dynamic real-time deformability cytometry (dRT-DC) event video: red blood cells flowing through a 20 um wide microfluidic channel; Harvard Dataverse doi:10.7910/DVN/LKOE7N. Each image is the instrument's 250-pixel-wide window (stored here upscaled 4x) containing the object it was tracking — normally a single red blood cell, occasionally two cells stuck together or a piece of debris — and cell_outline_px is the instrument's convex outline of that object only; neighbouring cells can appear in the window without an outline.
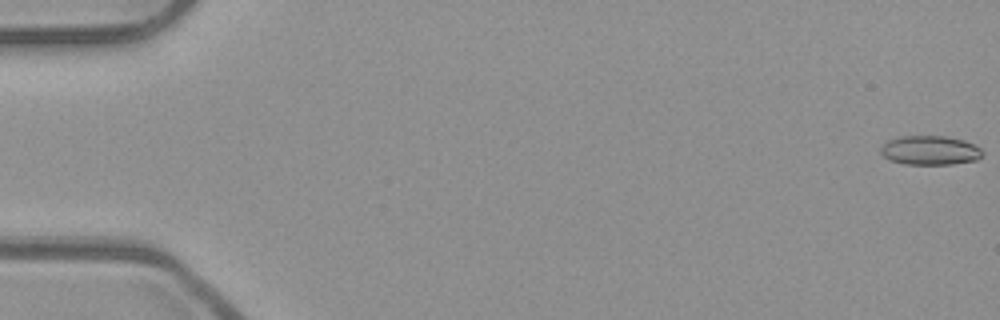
{"species": "common noctule bat (a hibernating species)", "species_latin": "Nyctalus noctula", "temperature_condition": "room temperature", "stored_images_in_passage": 53, "camera_frame_rate_fps": 3000, "um_per_image_px": 0.085, "animal": {"sex": "male", "body_mass_g": 23.1, "forearm_length_mm": 52.7}, "frame": {"image": 1, "passage_image": 1, "time_ms": 0.0, "image_size_px": [1000, 320], "cell_outline_px": [[984, 152], [976, 160], [952, 164], [904, 164], [888, 160], [880, 152], [880, 148], [888, 140], [900, 136], [948, 136], [964, 140], [980, 148]], "centroid_in_image_um": [79.03, 12.77], "position_along_channel_um": 6.0, "area_um2": 17.34}}
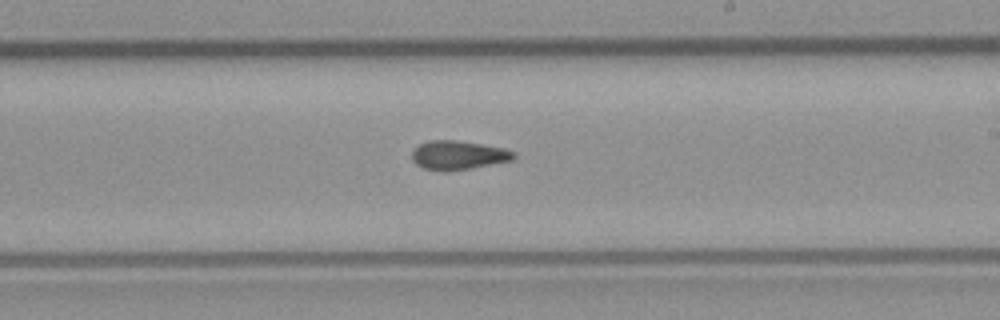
{"frame": {"image": 2, "passage_image": 32, "time_ms": 10.333, "image_size_px": [1000, 320], "cell_outline_px": [[516, 156], [512, 160], [472, 168], [444, 172], [424, 168], [416, 164], [412, 160], [412, 148], [428, 140], [456, 140], [504, 148], [516, 152]], "centroid_in_image_um": [38.93, 13.19], "position_along_channel_um": 250.1, "area_um2": 17.28}}
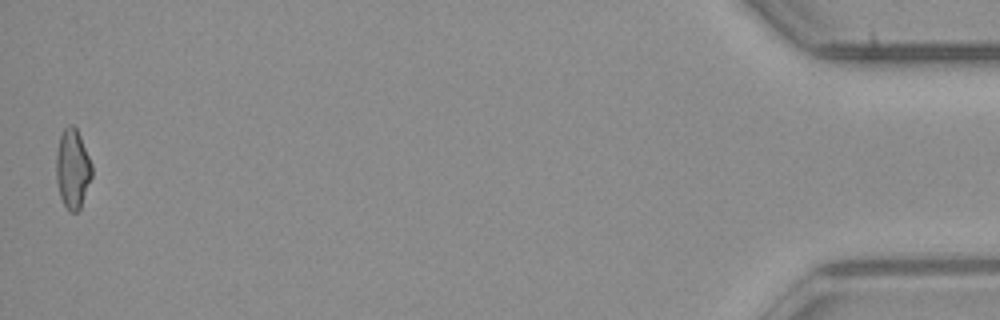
{"frame": {"image": 3, "passage_image": 53, "time_ms": 17.333, "image_size_px": [1000, 320], "cell_outline_px": [[92, 176], [80, 208], [76, 212], [68, 212], [60, 196], [56, 180], [56, 152], [60, 136], [64, 128], [68, 124], [72, 124], [76, 128], [80, 136], [92, 164]], "centroid_in_image_um": [6.16, 14.34], "position_along_channel_um": 429.0, "area_um2": 16.53}, "authors_computed_cell_mechanics": {"area_um2": 17.051, "velocity_mm_per_s": 3.9619, "shape_relaxation_time_tau1_ms": null, "shape_relaxation_time_tau2_ms": 3.9039, "deformation_change_tau1": null, "deformation_change_tau2": 0.116}}